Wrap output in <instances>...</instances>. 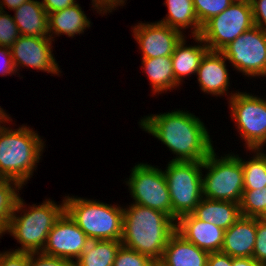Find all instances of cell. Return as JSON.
I'll use <instances>...</instances> for the list:
<instances>
[{
	"mask_svg": "<svg viewBox=\"0 0 266 266\" xmlns=\"http://www.w3.org/2000/svg\"><path fill=\"white\" fill-rule=\"evenodd\" d=\"M139 125L176 155L172 161L203 162L214 150L204 122L189 111L178 109L148 114L140 120Z\"/></svg>",
	"mask_w": 266,
	"mask_h": 266,
	"instance_id": "obj_1",
	"label": "cell"
},
{
	"mask_svg": "<svg viewBox=\"0 0 266 266\" xmlns=\"http://www.w3.org/2000/svg\"><path fill=\"white\" fill-rule=\"evenodd\" d=\"M123 246L149 256L158 263L176 222L162 211L135 203L123 208Z\"/></svg>",
	"mask_w": 266,
	"mask_h": 266,
	"instance_id": "obj_2",
	"label": "cell"
},
{
	"mask_svg": "<svg viewBox=\"0 0 266 266\" xmlns=\"http://www.w3.org/2000/svg\"><path fill=\"white\" fill-rule=\"evenodd\" d=\"M45 141L27 126L0 129V178L11 179L22 187L33 176L45 149Z\"/></svg>",
	"mask_w": 266,
	"mask_h": 266,
	"instance_id": "obj_3",
	"label": "cell"
},
{
	"mask_svg": "<svg viewBox=\"0 0 266 266\" xmlns=\"http://www.w3.org/2000/svg\"><path fill=\"white\" fill-rule=\"evenodd\" d=\"M25 205L24 200L19 196L5 233L13 236L21 245L20 248L12 251L38 253L43 250L53 225L65 212V202L63 199L58 205L49 198L42 204L28 206V210Z\"/></svg>",
	"mask_w": 266,
	"mask_h": 266,
	"instance_id": "obj_4",
	"label": "cell"
},
{
	"mask_svg": "<svg viewBox=\"0 0 266 266\" xmlns=\"http://www.w3.org/2000/svg\"><path fill=\"white\" fill-rule=\"evenodd\" d=\"M65 212L87 235L90 241H121L123 206L109 205L99 200L65 196Z\"/></svg>",
	"mask_w": 266,
	"mask_h": 266,
	"instance_id": "obj_5",
	"label": "cell"
},
{
	"mask_svg": "<svg viewBox=\"0 0 266 266\" xmlns=\"http://www.w3.org/2000/svg\"><path fill=\"white\" fill-rule=\"evenodd\" d=\"M202 196L212 200L240 203L244 191V173L239 154L217 156L215 149L203 161ZM204 176V177H203Z\"/></svg>",
	"mask_w": 266,
	"mask_h": 266,
	"instance_id": "obj_6",
	"label": "cell"
},
{
	"mask_svg": "<svg viewBox=\"0 0 266 266\" xmlns=\"http://www.w3.org/2000/svg\"><path fill=\"white\" fill-rule=\"evenodd\" d=\"M203 162H168L164 176L172 203V219L192 213L202 199Z\"/></svg>",
	"mask_w": 266,
	"mask_h": 266,
	"instance_id": "obj_7",
	"label": "cell"
},
{
	"mask_svg": "<svg viewBox=\"0 0 266 266\" xmlns=\"http://www.w3.org/2000/svg\"><path fill=\"white\" fill-rule=\"evenodd\" d=\"M231 118L247 151L266 146V99L246 92L229 93Z\"/></svg>",
	"mask_w": 266,
	"mask_h": 266,
	"instance_id": "obj_8",
	"label": "cell"
},
{
	"mask_svg": "<svg viewBox=\"0 0 266 266\" xmlns=\"http://www.w3.org/2000/svg\"><path fill=\"white\" fill-rule=\"evenodd\" d=\"M133 203L156 209L172 218L169 188L162 169L147 163L135 165L125 181Z\"/></svg>",
	"mask_w": 266,
	"mask_h": 266,
	"instance_id": "obj_9",
	"label": "cell"
},
{
	"mask_svg": "<svg viewBox=\"0 0 266 266\" xmlns=\"http://www.w3.org/2000/svg\"><path fill=\"white\" fill-rule=\"evenodd\" d=\"M255 26L251 5L232 3L226 10L206 21L199 36L211 51H221L242 33Z\"/></svg>",
	"mask_w": 266,
	"mask_h": 266,
	"instance_id": "obj_10",
	"label": "cell"
},
{
	"mask_svg": "<svg viewBox=\"0 0 266 266\" xmlns=\"http://www.w3.org/2000/svg\"><path fill=\"white\" fill-rule=\"evenodd\" d=\"M238 72L247 77H266V31L254 26L221 50Z\"/></svg>",
	"mask_w": 266,
	"mask_h": 266,
	"instance_id": "obj_11",
	"label": "cell"
},
{
	"mask_svg": "<svg viewBox=\"0 0 266 266\" xmlns=\"http://www.w3.org/2000/svg\"><path fill=\"white\" fill-rule=\"evenodd\" d=\"M89 242L90 239L87 235L64 212L53 225L47 236L43 250L40 253L75 262L81 256Z\"/></svg>",
	"mask_w": 266,
	"mask_h": 266,
	"instance_id": "obj_12",
	"label": "cell"
},
{
	"mask_svg": "<svg viewBox=\"0 0 266 266\" xmlns=\"http://www.w3.org/2000/svg\"><path fill=\"white\" fill-rule=\"evenodd\" d=\"M52 44L49 37L21 35L10 47L16 72L24 66L57 76L62 73L52 53Z\"/></svg>",
	"mask_w": 266,
	"mask_h": 266,
	"instance_id": "obj_13",
	"label": "cell"
},
{
	"mask_svg": "<svg viewBox=\"0 0 266 266\" xmlns=\"http://www.w3.org/2000/svg\"><path fill=\"white\" fill-rule=\"evenodd\" d=\"M132 29L134 39L140 47L142 59L171 56L177 44L186 35L158 21L138 22V25H134Z\"/></svg>",
	"mask_w": 266,
	"mask_h": 266,
	"instance_id": "obj_14",
	"label": "cell"
},
{
	"mask_svg": "<svg viewBox=\"0 0 266 266\" xmlns=\"http://www.w3.org/2000/svg\"><path fill=\"white\" fill-rule=\"evenodd\" d=\"M176 232L209 253L221 251L224 243V229L210 222L201 221L192 213L176 220Z\"/></svg>",
	"mask_w": 266,
	"mask_h": 266,
	"instance_id": "obj_15",
	"label": "cell"
},
{
	"mask_svg": "<svg viewBox=\"0 0 266 266\" xmlns=\"http://www.w3.org/2000/svg\"><path fill=\"white\" fill-rule=\"evenodd\" d=\"M226 58L221 51L208 50L201 59L196 76L200 90L216 97L228 96L230 77L226 67Z\"/></svg>",
	"mask_w": 266,
	"mask_h": 266,
	"instance_id": "obj_16",
	"label": "cell"
},
{
	"mask_svg": "<svg viewBox=\"0 0 266 266\" xmlns=\"http://www.w3.org/2000/svg\"><path fill=\"white\" fill-rule=\"evenodd\" d=\"M257 218L240 217L224 232L221 252L232 258L253 257L256 243Z\"/></svg>",
	"mask_w": 266,
	"mask_h": 266,
	"instance_id": "obj_17",
	"label": "cell"
},
{
	"mask_svg": "<svg viewBox=\"0 0 266 266\" xmlns=\"http://www.w3.org/2000/svg\"><path fill=\"white\" fill-rule=\"evenodd\" d=\"M209 252L185 240L176 231L169 237L157 266H207Z\"/></svg>",
	"mask_w": 266,
	"mask_h": 266,
	"instance_id": "obj_18",
	"label": "cell"
},
{
	"mask_svg": "<svg viewBox=\"0 0 266 266\" xmlns=\"http://www.w3.org/2000/svg\"><path fill=\"white\" fill-rule=\"evenodd\" d=\"M198 45H186L185 36L177 44L172 58V67L176 82L181 85L185 77L196 74L201 59L209 50L203 39L199 36H192ZM200 43V44H199Z\"/></svg>",
	"mask_w": 266,
	"mask_h": 266,
	"instance_id": "obj_19",
	"label": "cell"
},
{
	"mask_svg": "<svg viewBox=\"0 0 266 266\" xmlns=\"http://www.w3.org/2000/svg\"><path fill=\"white\" fill-rule=\"evenodd\" d=\"M192 214L197 219L206 223L210 222L224 230L230 228L242 217L239 203L205 197H202Z\"/></svg>",
	"mask_w": 266,
	"mask_h": 266,
	"instance_id": "obj_20",
	"label": "cell"
},
{
	"mask_svg": "<svg viewBox=\"0 0 266 266\" xmlns=\"http://www.w3.org/2000/svg\"><path fill=\"white\" fill-rule=\"evenodd\" d=\"M49 23V38L54 41L56 37L65 35L75 37L74 35L84 34L86 28L89 29L91 21L85 15L84 11L80 7V4L76 3L63 10L56 11L48 14ZM54 34V37H53Z\"/></svg>",
	"mask_w": 266,
	"mask_h": 266,
	"instance_id": "obj_21",
	"label": "cell"
},
{
	"mask_svg": "<svg viewBox=\"0 0 266 266\" xmlns=\"http://www.w3.org/2000/svg\"><path fill=\"white\" fill-rule=\"evenodd\" d=\"M13 11V19L21 35L49 37L48 14L42 2L29 0Z\"/></svg>",
	"mask_w": 266,
	"mask_h": 266,
	"instance_id": "obj_22",
	"label": "cell"
},
{
	"mask_svg": "<svg viewBox=\"0 0 266 266\" xmlns=\"http://www.w3.org/2000/svg\"><path fill=\"white\" fill-rule=\"evenodd\" d=\"M142 70L146 73L152 95L161 94L179 88L175 80L171 56L142 59Z\"/></svg>",
	"mask_w": 266,
	"mask_h": 266,
	"instance_id": "obj_23",
	"label": "cell"
},
{
	"mask_svg": "<svg viewBox=\"0 0 266 266\" xmlns=\"http://www.w3.org/2000/svg\"><path fill=\"white\" fill-rule=\"evenodd\" d=\"M164 5L168 8V14L158 22L182 33L190 27L192 36L200 34L202 26L197 19L193 0H165Z\"/></svg>",
	"mask_w": 266,
	"mask_h": 266,
	"instance_id": "obj_24",
	"label": "cell"
},
{
	"mask_svg": "<svg viewBox=\"0 0 266 266\" xmlns=\"http://www.w3.org/2000/svg\"><path fill=\"white\" fill-rule=\"evenodd\" d=\"M122 245L121 241H90L75 266H113L116 253Z\"/></svg>",
	"mask_w": 266,
	"mask_h": 266,
	"instance_id": "obj_25",
	"label": "cell"
},
{
	"mask_svg": "<svg viewBox=\"0 0 266 266\" xmlns=\"http://www.w3.org/2000/svg\"><path fill=\"white\" fill-rule=\"evenodd\" d=\"M264 149H251L254 153L247 161L240 157L244 173V190L266 187V153Z\"/></svg>",
	"mask_w": 266,
	"mask_h": 266,
	"instance_id": "obj_26",
	"label": "cell"
},
{
	"mask_svg": "<svg viewBox=\"0 0 266 266\" xmlns=\"http://www.w3.org/2000/svg\"><path fill=\"white\" fill-rule=\"evenodd\" d=\"M23 187L16 181L0 178V224L6 229Z\"/></svg>",
	"mask_w": 266,
	"mask_h": 266,
	"instance_id": "obj_27",
	"label": "cell"
},
{
	"mask_svg": "<svg viewBox=\"0 0 266 266\" xmlns=\"http://www.w3.org/2000/svg\"><path fill=\"white\" fill-rule=\"evenodd\" d=\"M239 206L242 216L257 218L266 206V187L244 190Z\"/></svg>",
	"mask_w": 266,
	"mask_h": 266,
	"instance_id": "obj_28",
	"label": "cell"
},
{
	"mask_svg": "<svg viewBox=\"0 0 266 266\" xmlns=\"http://www.w3.org/2000/svg\"><path fill=\"white\" fill-rule=\"evenodd\" d=\"M231 4V0H193L195 13L201 26L210 18L222 13Z\"/></svg>",
	"mask_w": 266,
	"mask_h": 266,
	"instance_id": "obj_29",
	"label": "cell"
},
{
	"mask_svg": "<svg viewBox=\"0 0 266 266\" xmlns=\"http://www.w3.org/2000/svg\"><path fill=\"white\" fill-rule=\"evenodd\" d=\"M113 266H157L149 256L121 245L116 253Z\"/></svg>",
	"mask_w": 266,
	"mask_h": 266,
	"instance_id": "obj_30",
	"label": "cell"
},
{
	"mask_svg": "<svg viewBox=\"0 0 266 266\" xmlns=\"http://www.w3.org/2000/svg\"><path fill=\"white\" fill-rule=\"evenodd\" d=\"M20 36L13 16L3 11L0 15V46L10 48Z\"/></svg>",
	"mask_w": 266,
	"mask_h": 266,
	"instance_id": "obj_31",
	"label": "cell"
},
{
	"mask_svg": "<svg viewBox=\"0 0 266 266\" xmlns=\"http://www.w3.org/2000/svg\"><path fill=\"white\" fill-rule=\"evenodd\" d=\"M253 258L262 265H266V221L260 219H257V234Z\"/></svg>",
	"mask_w": 266,
	"mask_h": 266,
	"instance_id": "obj_32",
	"label": "cell"
},
{
	"mask_svg": "<svg viewBox=\"0 0 266 266\" xmlns=\"http://www.w3.org/2000/svg\"><path fill=\"white\" fill-rule=\"evenodd\" d=\"M28 266H75V262L38 253H28Z\"/></svg>",
	"mask_w": 266,
	"mask_h": 266,
	"instance_id": "obj_33",
	"label": "cell"
},
{
	"mask_svg": "<svg viewBox=\"0 0 266 266\" xmlns=\"http://www.w3.org/2000/svg\"><path fill=\"white\" fill-rule=\"evenodd\" d=\"M0 266H28V252H0Z\"/></svg>",
	"mask_w": 266,
	"mask_h": 266,
	"instance_id": "obj_34",
	"label": "cell"
},
{
	"mask_svg": "<svg viewBox=\"0 0 266 266\" xmlns=\"http://www.w3.org/2000/svg\"><path fill=\"white\" fill-rule=\"evenodd\" d=\"M251 7L255 26L266 31V0H253Z\"/></svg>",
	"mask_w": 266,
	"mask_h": 266,
	"instance_id": "obj_35",
	"label": "cell"
},
{
	"mask_svg": "<svg viewBox=\"0 0 266 266\" xmlns=\"http://www.w3.org/2000/svg\"><path fill=\"white\" fill-rule=\"evenodd\" d=\"M16 70L12 60L11 49L9 47L0 46V75L2 77L16 74Z\"/></svg>",
	"mask_w": 266,
	"mask_h": 266,
	"instance_id": "obj_36",
	"label": "cell"
},
{
	"mask_svg": "<svg viewBox=\"0 0 266 266\" xmlns=\"http://www.w3.org/2000/svg\"><path fill=\"white\" fill-rule=\"evenodd\" d=\"M126 0H92V7L96 9L99 14H109L113 10H116V7L125 5Z\"/></svg>",
	"mask_w": 266,
	"mask_h": 266,
	"instance_id": "obj_37",
	"label": "cell"
},
{
	"mask_svg": "<svg viewBox=\"0 0 266 266\" xmlns=\"http://www.w3.org/2000/svg\"><path fill=\"white\" fill-rule=\"evenodd\" d=\"M207 266H235V258L221 251L212 252L209 253Z\"/></svg>",
	"mask_w": 266,
	"mask_h": 266,
	"instance_id": "obj_38",
	"label": "cell"
},
{
	"mask_svg": "<svg viewBox=\"0 0 266 266\" xmlns=\"http://www.w3.org/2000/svg\"><path fill=\"white\" fill-rule=\"evenodd\" d=\"M41 2L47 14L63 10L77 3L76 0H42Z\"/></svg>",
	"mask_w": 266,
	"mask_h": 266,
	"instance_id": "obj_39",
	"label": "cell"
},
{
	"mask_svg": "<svg viewBox=\"0 0 266 266\" xmlns=\"http://www.w3.org/2000/svg\"><path fill=\"white\" fill-rule=\"evenodd\" d=\"M235 266H264L257 262L253 257L235 258Z\"/></svg>",
	"mask_w": 266,
	"mask_h": 266,
	"instance_id": "obj_40",
	"label": "cell"
},
{
	"mask_svg": "<svg viewBox=\"0 0 266 266\" xmlns=\"http://www.w3.org/2000/svg\"><path fill=\"white\" fill-rule=\"evenodd\" d=\"M27 1L29 0H0V5L3 8V11L6 9L5 7L9 10H15Z\"/></svg>",
	"mask_w": 266,
	"mask_h": 266,
	"instance_id": "obj_41",
	"label": "cell"
},
{
	"mask_svg": "<svg viewBox=\"0 0 266 266\" xmlns=\"http://www.w3.org/2000/svg\"><path fill=\"white\" fill-rule=\"evenodd\" d=\"M253 0H231L232 3H243L247 5H251Z\"/></svg>",
	"mask_w": 266,
	"mask_h": 266,
	"instance_id": "obj_42",
	"label": "cell"
},
{
	"mask_svg": "<svg viewBox=\"0 0 266 266\" xmlns=\"http://www.w3.org/2000/svg\"><path fill=\"white\" fill-rule=\"evenodd\" d=\"M257 219L266 221V206H265L263 212L257 217Z\"/></svg>",
	"mask_w": 266,
	"mask_h": 266,
	"instance_id": "obj_43",
	"label": "cell"
},
{
	"mask_svg": "<svg viewBox=\"0 0 266 266\" xmlns=\"http://www.w3.org/2000/svg\"><path fill=\"white\" fill-rule=\"evenodd\" d=\"M5 233V228L0 224V238L3 236Z\"/></svg>",
	"mask_w": 266,
	"mask_h": 266,
	"instance_id": "obj_44",
	"label": "cell"
},
{
	"mask_svg": "<svg viewBox=\"0 0 266 266\" xmlns=\"http://www.w3.org/2000/svg\"><path fill=\"white\" fill-rule=\"evenodd\" d=\"M2 12H3V8L0 5V15L2 14Z\"/></svg>",
	"mask_w": 266,
	"mask_h": 266,
	"instance_id": "obj_45",
	"label": "cell"
}]
</instances>
